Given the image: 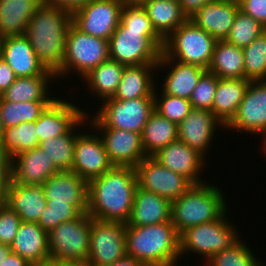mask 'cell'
Returning a JSON list of instances; mask_svg holds the SVG:
<instances>
[{
  "label": "cell",
  "instance_id": "9",
  "mask_svg": "<svg viewBox=\"0 0 266 266\" xmlns=\"http://www.w3.org/2000/svg\"><path fill=\"white\" fill-rule=\"evenodd\" d=\"M102 103L93 118L87 120L92 128H117L141 134L155 110L154 97L132 100H117L112 97Z\"/></svg>",
  "mask_w": 266,
  "mask_h": 266
},
{
  "label": "cell",
  "instance_id": "41",
  "mask_svg": "<svg viewBox=\"0 0 266 266\" xmlns=\"http://www.w3.org/2000/svg\"><path fill=\"white\" fill-rule=\"evenodd\" d=\"M264 31L266 28L258 21L238 10L226 41L243 49Z\"/></svg>",
  "mask_w": 266,
  "mask_h": 266
},
{
  "label": "cell",
  "instance_id": "22",
  "mask_svg": "<svg viewBox=\"0 0 266 266\" xmlns=\"http://www.w3.org/2000/svg\"><path fill=\"white\" fill-rule=\"evenodd\" d=\"M238 10L239 3L236 0H212L189 19L214 39L226 40Z\"/></svg>",
  "mask_w": 266,
  "mask_h": 266
},
{
  "label": "cell",
  "instance_id": "32",
  "mask_svg": "<svg viewBox=\"0 0 266 266\" xmlns=\"http://www.w3.org/2000/svg\"><path fill=\"white\" fill-rule=\"evenodd\" d=\"M54 77H56L55 74L50 70L43 75L16 77L1 97L11 102L53 101L56 96L49 97L48 90L51 87L50 82H55Z\"/></svg>",
  "mask_w": 266,
  "mask_h": 266
},
{
  "label": "cell",
  "instance_id": "56",
  "mask_svg": "<svg viewBox=\"0 0 266 266\" xmlns=\"http://www.w3.org/2000/svg\"><path fill=\"white\" fill-rule=\"evenodd\" d=\"M263 138L262 142V149H263V152L264 154L266 153V129L260 134ZM264 146V147H263Z\"/></svg>",
  "mask_w": 266,
  "mask_h": 266
},
{
  "label": "cell",
  "instance_id": "51",
  "mask_svg": "<svg viewBox=\"0 0 266 266\" xmlns=\"http://www.w3.org/2000/svg\"><path fill=\"white\" fill-rule=\"evenodd\" d=\"M209 1L212 0H179L182 12L188 19Z\"/></svg>",
  "mask_w": 266,
  "mask_h": 266
},
{
  "label": "cell",
  "instance_id": "14",
  "mask_svg": "<svg viewBox=\"0 0 266 266\" xmlns=\"http://www.w3.org/2000/svg\"><path fill=\"white\" fill-rule=\"evenodd\" d=\"M79 132L74 144V160L71 171L78 174L82 179L90 181L102 176L113 167L108 158L101 136L95 132L90 134L85 130ZM88 131V132H87Z\"/></svg>",
  "mask_w": 266,
  "mask_h": 266
},
{
  "label": "cell",
  "instance_id": "20",
  "mask_svg": "<svg viewBox=\"0 0 266 266\" xmlns=\"http://www.w3.org/2000/svg\"><path fill=\"white\" fill-rule=\"evenodd\" d=\"M56 172L53 159L38 146L11 159V180L21 185L43 184Z\"/></svg>",
  "mask_w": 266,
  "mask_h": 266
},
{
  "label": "cell",
  "instance_id": "10",
  "mask_svg": "<svg viewBox=\"0 0 266 266\" xmlns=\"http://www.w3.org/2000/svg\"><path fill=\"white\" fill-rule=\"evenodd\" d=\"M91 222L92 217L85 212L48 233L51 263L88 261Z\"/></svg>",
  "mask_w": 266,
  "mask_h": 266
},
{
  "label": "cell",
  "instance_id": "4",
  "mask_svg": "<svg viewBox=\"0 0 266 266\" xmlns=\"http://www.w3.org/2000/svg\"><path fill=\"white\" fill-rule=\"evenodd\" d=\"M207 183L192 184L172 201L171 222L179 235L190 227L218 219L228 209L220 188Z\"/></svg>",
  "mask_w": 266,
  "mask_h": 266
},
{
  "label": "cell",
  "instance_id": "11",
  "mask_svg": "<svg viewBox=\"0 0 266 266\" xmlns=\"http://www.w3.org/2000/svg\"><path fill=\"white\" fill-rule=\"evenodd\" d=\"M126 224L92 218L88 263L103 266L126 256Z\"/></svg>",
  "mask_w": 266,
  "mask_h": 266
},
{
  "label": "cell",
  "instance_id": "26",
  "mask_svg": "<svg viewBox=\"0 0 266 266\" xmlns=\"http://www.w3.org/2000/svg\"><path fill=\"white\" fill-rule=\"evenodd\" d=\"M3 202L24 222L38 223L41 213L47 206L43 184L21 185L12 180Z\"/></svg>",
  "mask_w": 266,
  "mask_h": 266
},
{
  "label": "cell",
  "instance_id": "1",
  "mask_svg": "<svg viewBox=\"0 0 266 266\" xmlns=\"http://www.w3.org/2000/svg\"><path fill=\"white\" fill-rule=\"evenodd\" d=\"M137 186L135 168L113 166L88 182V215L102 221L127 224Z\"/></svg>",
  "mask_w": 266,
  "mask_h": 266
},
{
  "label": "cell",
  "instance_id": "31",
  "mask_svg": "<svg viewBox=\"0 0 266 266\" xmlns=\"http://www.w3.org/2000/svg\"><path fill=\"white\" fill-rule=\"evenodd\" d=\"M146 10L155 31L165 40L188 18L183 14L179 0H144Z\"/></svg>",
  "mask_w": 266,
  "mask_h": 266
},
{
  "label": "cell",
  "instance_id": "30",
  "mask_svg": "<svg viewBox=\"0 0 266 266\" xmlns=\"http://www.w3.org/2000/svg\"><path fill=\"white\" fill-rule=\"evenodd\" d=\"M250 80L219 79L213 99L212 112L224 125L232 120L245 96Z\"/></svg>",
  "mask_w": 266,
  "mask_h": 266
},
{
  "label": "cell",
  "instance_id": "15",
  "mask_svg": "<svg viewBox=\"0 0 266 266\" xmlns=\"http://www.w3.org/2000/svg\"><path fill=\"white\" fill-rule=\"evenodd\" d=\"M224 128L260 136L266 129V80L249 82L236 114Z\"/></svg>",
  "mask_w": 266,
  "mask_h": 266
},
{
  "label": "cell",
  "instance_id": "28",
  "mask_svg": "<svg viewBox=\"0 0 266 266\" xmlns=\"http://www.w3.org/2000/svg\"><path fill=\"white\" fill-rule=\"evenodd\" d=\"M157 64L125 66L118 89L113 96L117 100L154 97ZM154 76V77H153Z\"/></svg>",
  "mask_w": 266,
  "mask_h": 266
},
{
  "label": "cell",
  "instance_id": "3",
  "mask_svg": "<svg viewBox=\"0 0 266 266\" xmlns=\"http://www.w3.org/2000/svg\"><path fill=\"white\" fill-rule=\"evenodd\" d=\"M125 236L126 255L145 266H177L181 261L180 235L171 221L146 226L126 224Z\"/></svg>",
  "mask_w": 266,
  "mask_h": 266
},
{
  "label": "cell",
  "instance_id": "27",
  "mask_svg": "<svg viewBox=\"0 0 266 266\" xmlns=\"http://www.w3.org/2000/svg\"><path fill=\"white\" fill-rule=\"evenodd\" d=\"M171 201L137 186L129 226H146L171 221Z\"/></svg>",
  "mask_w": 266,
  "mask_h": 266
},
{
  "label": "cell",
  "instance_id": "24",
  "mask_svg": "<svg viewBox=\"0 0 266 266\" xmlns=\"http://www.w3.org/2000/svg\"><path fill=\"white\" fill-rule=\"evenodd\" d=\"M10 248L32 266H46L51 263L48 233L38 223L21 221Z\"/></svg>",
  "mask_w": 266,
  "mask_h": 266
},
{
  "label": "cell",
  "instance_id": "45",
  "mask_svg": "<svg viewBox=\"0 0 266 266\" xmlns=\"http://www.w3.org/2000/svg\"><path fill=\"white\" fill-rule=\"evenodd\" d=\"M21 225L17 213L4 202H0V243L10 245Z\"/></svg>",
  "mask_w": 266,
  "mask_h": 266
},
{
  "label": "cell",
  "instance_id": "39",
  "mask_svg": "<svg viewBox=\"0 0 266 266\" xmlns=\"http://www.w3.org/2000/svg\"><path fill=\"white\" fill-rule=\"evenodd\" d=\"M245 79L266 80V31L243 48Z\"/></svg>",
  "mask_w": 266,
  "mask_h": 266
},
{
  "label": "cell",
  "instance_id": "46",
  "mask_svg": "<svg viewBox=\"0 0 266 266\" xmlns=\"http://www.w3.org/2000/svg\"><path fill=\"white\" fill-rule=\"evenodd\" d=\"M120 22L127 28L154 29L146 10L140 3H124Z\"/></svg>",
  "mask_w": 266,
  "mask_h": 266
},
{
  "label": "cell",
  "instance_id": "25",
  "mask_svg": "<svg viewBox=\"0 0 266 266\" xmlns=\"http://www.w3.org/2000/svg\"><path fill=\"white\" fill-rule=\"evenodd\" d=\"M169 70L163 83L162 91L168 95L178 96L190 100L193 89L198 84L200 77L207 71L206 69L194 65L176 61L171 58H160L157 63L159 69ZM167 68V69H166Z\"/></svg>",
  "mask_w": 266,
  "mask_h": 266
},
{
  "label": "cell",
  "instance_id": "13",
  "mask_svg": "<svg viewBox=\"0 0 266 266\" xmlns=\"http://www.w3.org/2000/svg\"><path fill=\"white\" fill-rule=\"evenodd\" d=\"M138 186L169 201L178 199L192 183L183 175L172 172L152 156L145 157L136 167Z\"/></svg>",
  "mask_w": 266,
  "mask_h": 266
},
{
  "label": "cell",
  "instance_id": "49",
  "mask_svg": "<svg viewBox=\"0 0 266 266\" xmlns=\"http://www.w3.org/2000/svg\"><path fill=\"white\" fill-rule=\"evenodd\" d=\"M16 75L8 63L0 57V96L15 81Z\"/></svg>",
  "mask_w": 266,
  "mask_h": 266
},
{
  "label": "cell",
  "instance_id": "19",
  "mask_svg": "<svg viewBox=\"0 0 266 266\" xmlns=\"http://www.w3.org/2000/svg\"><path fill=\"white\" fill-rule=\"evenodd\" d=\"M85 114L79 106L56 97L36 120L39 142L66 134Z\"/></svg>",
  "mask_w": 266,
  "mask_h": 266
},
{
  "label": "cell",
  "instance_id": "7",
  "mask_svg": "<svg viewBox=\"0 0 266 266\" xmlns=\"http://www.w3.org/2000/svg\"><path fill=\"white\" fill-rule=\"evenodd\" d=\"M216 41L208 32L187 19L164 40L160 58H171L208 70Z\"/></svg>",
  "mask_w": 266,
  "mask_h": 266
},
{
  "label": "cell",
  "instance_id": "21",
  "mask_svg": "<svg viewBox=\"0 0 266 266\" xmlns=\"http://www.w3.org/2000/svg\"><path fill=\"white\" fill-rule=\"evenodd\" d=\"M47 202H66L88 210V181L72 171H58L44 183Z\"/></svg>",
  "mask_w": 266,
  "mask_h": 266
},
{
  "label": "cell",
  "instance_id": "17",
  "mask_svg": "<svg viewBox=\"0 0 266 266\" xmlns=\"http://www.w3.org/2000/svg\"><path fill=\"white\" fill-rule=\"evenodd\" d=\"M165 168L183 175L192 184L204 183L201 179L206 165V158L197 150L176 140L171 142L152 156Z\"/></svg>",
  "mask_w": 266,
  "mask_h": 266
},
{
  "label": "cell",
  "instance_id": "8",
  "mask_svg": "<svg viewBox=\"0 0 266 266\" xmlns=\"http://www.w3.org/2000/svg\"><path fill=\"white\" fill-rule=\"evenodd\" d=\"M108 59V40L86 34L72 23L66 35L63 65L55 73V78L67 77L73 72L83 78Z\"/></svg>",
  "mask_w": 266,
  "mask_h": 266
},
{
  "label": "cell",
  "instance_id": "16",
  "mask_svg": "<svg viewBox=\"0 0 266 266\" xmlns=\"http://www.w3.org/2000/svg\"><path fill=\"white\" fill-rule=\"evenodd\" d=\"M95 129L101 136L108 158L113 166L135 168L146 156L141 142V134L117 128Z\"/></svg>",
  "mask_w": 266,
  "mask_h": 266
},
{
  "label": "cell",
  "instance_id": "54",
  "mask_svg": "<svg viewBox=\"0 0 266 266\" xmlns=\"http://www.w3.org/2000/svg\"><path fill=\"white\" fill-rule=\"evenodd\" d=\"M50 266H91L88 262H57L50 263Z\"/></svg>",
  "mask_w": 266,
  "mask_h": 266
},
{
  "label": "cell",
  "instance_id": "47",
  "mask_svg": "<svg viewBox=\"0 0 266 266\" xmlns=\"http://www.w3.org/2000/svg\"><path fill=\"white\" fill-rule=\"evenodd\" d=\"M239 10L266 28V0H239Z\"/></svg>",
  "mask_w": 266,
  "mask_h": 266
},
{
  "label": "cell",
  "instance_id": "33",
  "mask_svg": "<svg viewBox=\"0 0 266 266\" xmlns=\"http://www.w3.org/2000/svg\"><path fill=\"white\" fill-rule=\"evenodd\" d=\"M208 71L219 79H245L243 49L226 40H217Z\"/></svg>",
  "mask_w": 266,
  "mask_h": 266
},
{
  "label": "cell",
  "instance_id": "40",
  "mask_svg": "<svg viewBox=\"0 0 266 266\" xmlns=\"http://www.w3.org/2000/svg\"><path fill=\"white\" fill-rule=\"evenodd\" d=\"M241 238L232 247L216 253L203 266H259L262 262Z\"/></svg>",
  "mask_w": 266,
  "mask_h": 266
},
{
  "label": "cell",
  "instance_id": "37",
  "mask_svg": "<svg viewBox=\"0 0 266 266\" xmlns=\"http://www.w3.org/2000/svg\"><path fill=\"white\" fill-rule=\"evenodd\" d=\"M38 145L36 121H29L4 128L0 150L12 159L15 155L36 148Z\"/></svg>",
  "mask_w": 266,
  "mask_h": 266
},
{
  "label": "cell",
  "instance_id": "23",
  "mask_svg": "<svg viewBox=\"0 0 266 266\" xmlns=\"http://www.w3.org/2000/svg\"><path fill=\"white\" fill-rule=\"evenodd\" d=\"M0 57L8 63L16 77L43 75L48 71L36 57L25 35L2 38Z\"/></svg>",
  "mask_w": 266,
  "mask_h": 266
},
{
  "label": "cell",
  "instance_id": "36",
  "mask_svg": "<svg viewBox=\"0 0 266 266\" xmlns=\"http://www.w3.org/2000/svg\"><path fill=\"white\" fill-rule=\"evenodd\" d=\"M87 114L89 113L86 112L66 134L39 142L38 147L43 149L44 153H46L50 159H53L58 171H71L74 160V144L79 134L76 132L81 131L79 127H81L83 123H88L86 121L88 119L86 117L88 116Z\"/></svg>",
  "mask_w": 266,
  "mask_h": 266
},
{
  "label": "cell",
  "instance_id": "43",
  "mask_svg": "<svg viewBox=\"0 0 266 266\" xmlns=\"http://www.w3.org/2000/svg\"><path fill=\"white\" fill-rule=\"evenodd\" d=\"M158 87L154 90L155 110L159 112L163 117L169 119L175 124L181 123L192 109L190 100L168 95L160 90L158 95Z\"/></svg>",
  "mask_w": 266,
  "mask_h": 266
},
{
  "label": "cell",
  "instance_id": "60",
  "mask_svg": "<svg viewBox=\"0 0 266 266\" xmlns=\"http://www.w3.org/2000/svg\"><path fill=\"white\" fill-rule=\"evenodd\" d=\"M259 266H266V264H264L263 261H262V263Z\"/></svg>",
  "mask_w": 266,
  "mask_h": 266
},
{
  "label": "cell",
  "instance_id": "12",
  "mask_svg": "<svg viewBox=\"0 0 266 266\" xmlns=\"http://www.w3.org/2000/svg\"><path fill=\"white\" fill-rule=\"evenodd\" d=\"M122 0H90L72 13V23L82 32L109 40L119 26Z\"/></svg>",
  "mask_w": 266,
  "mask_h": 266
},
{
  "label": "cell",
  "instance_id": "2",
  "mask_svg": "<svg viewBox=\"0 0 266 266\" xmlns=\"http://www.w3.org/2000/svg\"><path fill=\"white\" fill-rule=\"evenodd\" d=\"M71 24V12L42 4L30 19L24 34L36 57L54 74L63 65L66 35Z\"/></svg>",
  "mask_w": 266,
  "mask_h": 266
},
{
  "label": "cell",
  "instance_id": "50",
  "mask_svg": "<svg viewBox=\"0 0 266 266\" xmlns=\"http://www.w3.org/2000/svg\"><path fill=\"white\" fill-rule=\"evenodd\" d=\"M90 0H42L43 4L57 6L71 13L87 4Z\"/></svg>",
  "mask_w": 266,
  "mask_h": 266
},
{
  "label": "cell",
  "instance_id": "44",
  "mask_svg": "<svg viewBox=\"0 0 266 266\" xmlns=\"http://www.w3.org/2000/svg\"><path fill=\"white\" fill-rule=\"evenodd\" d=\"M218 80L219 78L208 70L200 77L190 98L192 108L212 111Z\"/></svg>",
  "mask_w": 266,
  "mask_h": 266
},
{
  "label": "cell",
  "instance_id": "48",
  "mask_svg": "<svg viewBox=\"0 0 266 266\" xmlns=\"http://www.w3.org/2000/svg\"><path fill=\"white\" fill-rule=\"evenodd\" d=\"M11 180V159L0 150V202H3Z\"/></svg>",
  "mask_w": 266,
  "mask_h": 266
},
{
  "label": "cell",
  "instance_id": "53",
  "mask_svg": "<svg viewBox=\"0 0 266 266\" xmlns=\"http://www.w3.org/2000/svg\"><path fill=\"white\" fill-rule=\"evenodd\" d=\"M103 266H145V265L139 262L138 260L126 255L124 258L114 263L103 265Z\"/></svg>",
  "mask_w": 266,
  "mask_h": 266
},
{
  "label": "cell",
  "instance_id": "58",
  "mask_svg": "<svg viewBox=\"0 0 266 266\" xmlns=\"http://www.w3.org/2000/svg\"><path fill=\"white\" fill-rule=\"evenodd\" d=\"M124 3H141L144 0H122Z\"/></svg>",
  "mask_w": 266,
  "mask_h": 266
},
{
  "label": "cell",
  "instance_id": "52",
  "mask_svg": "<svg viewBox=\"0 0 266 266\" xmlns=\"http://www.w3.org/2000/svg\"><path fill=\"white\" fill-rule=\"evenodd\" d=\"M0 266H32L30 263L21 256L14 252H10L6 259L0 264Z\"/></svg>",
  "mask_w": 266,
  "mask_h": 266
},
{
  "label": "cell",
  "instance_id": "29",
  "mask_svg": "<svg viewBox=\"0 0 266 266\" xmlns=\"http://www.w3.org/2000/svg\"><path fill=\"white\" fill-rule=\"evenodd\" d=\"M42 0H0V36L24 35Z\"/></svg>",
  "mask_w": 266,
  "mask_h": 266
},
{
  "label": "cell",
  "instance_id": "59",
  "mask_svg": "<svg viewBox=\"0 0 266 266\" xmlns=\"http://www.w3.org/2000/svg\"><path fill=\"white\" fill-rule=\"evenodd\" d=\"M1 42H2V37L0 36V51H1Z\"/></svg>",
  "mask_w": 266,
  "mask_h": 266
},
{
  "label": "cell",
  "instance_id": "57",
  "mask_svg": "<svg viewBox=\"0 0 266 266\" xmlns=\"http://www.w3.org/2000/svg\"><path fill=\"white\" fill-rule=\"evenodd\" d=\"M3 132H4V127H3V124H2V119L0 117V142L2 140Z\"/></svg>",
  "mask_w": 266,
  "mask_h": 266
},
{
  "label": "cell",
  "instance_id": "35",
  "mask_svg": "<svg viewBox=\"0 0 266 266\" xmlns=\"http://www.w3.org/2000/svg\"><path fill=\"white\" fill-rule=\"evenodd\" d=\"M124 67L118 61L108 59L92 69L81 81H83L82 83L84 81L86 82L91 91L90 94H93V96L96 94L100 101H104L115 95L122 78Z\"/></svg>",
  "mask_w": 266,
  "mask_h": 266
},
{
  "label": "cell",
  "instance_id": "5",
  "mask_svg": "<svg viewBox=\"0 0 266 266\" xmlns=\"http://www.w3.org/2000/svg\"><path fill=\"white\" fill-rule=\"evenodd\" d=\"M108 43L111 60L124 66H136L157 64L164 39L155 29L127 28L120 22Z\"/></svg>",
  "mask_w": 266,
  "mask_h": 266
},
{
  "label": "cell",
  "instance_id": "42",
  "mask_svg": "<svg viewBox=\"0 0 266 266\" xmlns=\"http://www.w3.org/2000/svg\"><path fill=\"white\" fill-rule=\"evenodd\" d=\"M83 213L78 206L66 202H47L46 208L40 215L38 225L49 233L61 223L75 220Z\"/></svg>",
  "mask_w": 266,
  "mask_h": 266
},
{
  "label": "cell",
  "instance_id": "6",
  "mask_svg": "<svg viewBox=\"0 0 266 266\" xmlns=\"http://www.w3.org/2000/svg\"><path fill=\"white\" fill-rule=\"evenodd\" d=\"M228 209L216 220L190 227L180 234V259L183 254H199L207 262L216 253L232 247L241 238L228 221ZM231 223V224H230Z\"/></svg>",
  "mask_w": 266,
  "mask_h": 266
},
{
  "label": "cell",
  "instance_id": "55",
  "mask_svg": "<svg viewBox=\"0 0 266 266\" xmlns=\"http://www.w3.org/2000/svg\"><path fill=\"white\" fill-rule=\"evenodd\" d=\"M10 252V245L0 243V264L6 259Z\"/></svg>",
  "mask_w": 266,
  "mask_h": 266
},
{
  "label": "cell",
  "instance_id": "18",
  "mask_svg": "<svg viewBox=\"0 0 266 266\" xmlns=\"http://www.w3.org/2000/svg\"><path fill=\"white\" fill-rule=\"evenodd\" d=\"M218 127L224 129V125L212 111L192 108L186 118L177 125L178 140L197 150L206 158Z\"/></svg>",
  "mask_w": 266,
  "mask_h": 266
},
{
  "label": "cell",
  "instance_id": "38",
  "mask_svg": "<svg viewBox=\"0 0 266 266\" xmlns=\"http://www.w3.org/2000/svg\"><path fill=\"white\" fill-rule=\"evenodd\" d=\"M52 101L11 102L0 96V117L4 128L36 121Z\"/></svg>",
  "mask_w": 266,
  "mask_h": 266
},
{
  "label": "cell",
  "instance_id": "34",
  "mask_svg": "<svg viewBox=\"0 0 266 266\" xmlns=\"http://www.w3.org/2000/svg\"><path fill=\"white\" fill-rule=\"evenodd\" d=\"M176 140H178L177 124L154 110L141 133L142 147L146 156H153Z\"/></svg>",
  "mask_w": 266,
  "mask_h": 266
}]
</instances>
